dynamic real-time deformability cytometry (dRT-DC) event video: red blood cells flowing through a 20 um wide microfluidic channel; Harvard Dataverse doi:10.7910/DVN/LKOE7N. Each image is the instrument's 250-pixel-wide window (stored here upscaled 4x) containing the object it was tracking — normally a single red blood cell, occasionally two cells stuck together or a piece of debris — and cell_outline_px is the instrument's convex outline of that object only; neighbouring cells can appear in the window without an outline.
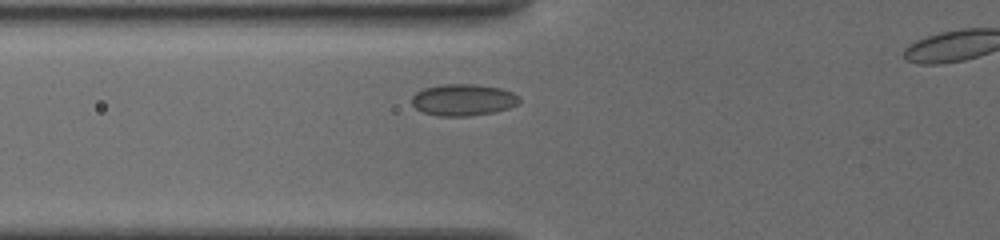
{"species": "common noctule bat (a hibernating species)", "species_latin": "Nyctalus noctula", "temperature_condition": "cold", "stored_images_in_passage": 6, "segment_of_instrument_passage": [1, 2], "camera_frame_rate_fps": 3000, "um_per_image_px": 0.085, "animal": {"sex": "female", "body_mass_g": 19.5, "forearm_length_mm": 54.1}, "frame": {"image": 1, "passage_image": 4, "time_ms": 2.0, "image_size_px": [1000, 240], "cell_outline_px": [[520, 100], [516, 104], [508, 108], [496, 112], [468, 116], [440, 116], [424, 112], [416, 108], [412, 104], [412, 96], [416, 92], [424, 88], [440, 84], [476, 84], [500, 88], [512, 92], [520, 96]], "centroid_in_image_um": [39.37, 8.48], "position_along_channel_um": 86.4, "area_um2": 19.88}}